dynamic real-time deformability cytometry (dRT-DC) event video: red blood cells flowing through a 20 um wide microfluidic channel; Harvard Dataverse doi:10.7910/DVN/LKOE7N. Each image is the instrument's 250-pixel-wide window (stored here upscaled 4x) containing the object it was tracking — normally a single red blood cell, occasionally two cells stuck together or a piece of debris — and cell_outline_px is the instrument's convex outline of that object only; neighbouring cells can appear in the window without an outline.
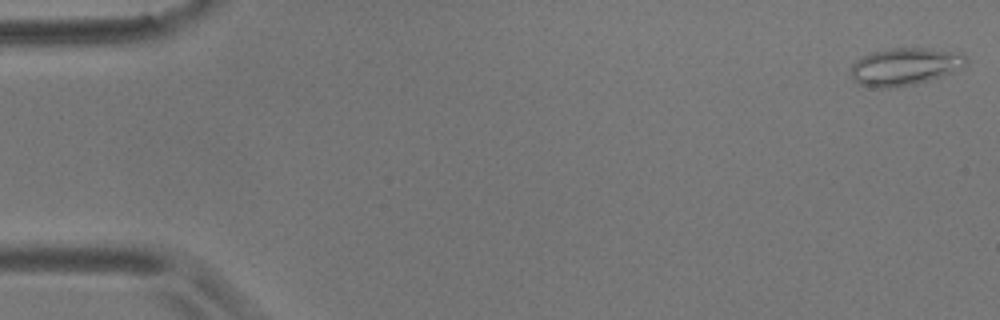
{"species": "common noctule bat (a hibernating species)", "species_latin": "Nyctalus noctula", "temperature_condition": "room temperature", "stored_images_in_passage": 21, "camera_frame_rate_fps": 3000, "um_per_image_px": 0.085, "animal": {"sex": "male", "body_mass_g": 17.9}, "frame": {"image": 1, "passage_image": 1, "time_ms": 0.0, "image_size_px": [1000, 320], "cell_outline_px": [[968, 64], [964, 68], [916, 84], [896, 88], [872, 88], [860, 84], [848, 72], [848, 68], [860, 56], [872, 52], [888, 48], [928, 48], [964, 52], [968, 60]], "centroid_in_image_um": [76.92, 5.65], "position_along_channel_um": 8.1, "area_um2": 25.84}}
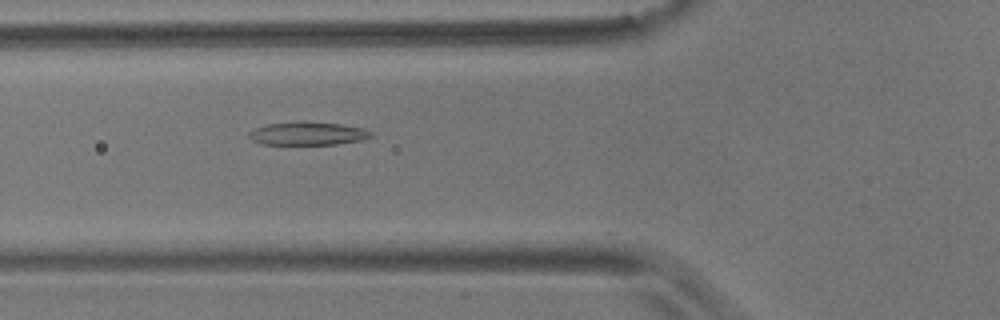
{"frame": {"image": 2, "passage_image": 20, "time_ms": 6.333, "image_size_px": [1000, 320], "cell_outline_px": [[372, 136], [360, 140], [336, 144], [260, 144], [252, 140], [248, 136], [248, 132], [256, 128], [268, 124], [296, 120], [304, 120], [340, 124], [364, 128], [372, 132]], "centroid_in_image_um": [26.13, 11.33], "position_along_channel_um": 99.7, "area_um2": 16.7}}